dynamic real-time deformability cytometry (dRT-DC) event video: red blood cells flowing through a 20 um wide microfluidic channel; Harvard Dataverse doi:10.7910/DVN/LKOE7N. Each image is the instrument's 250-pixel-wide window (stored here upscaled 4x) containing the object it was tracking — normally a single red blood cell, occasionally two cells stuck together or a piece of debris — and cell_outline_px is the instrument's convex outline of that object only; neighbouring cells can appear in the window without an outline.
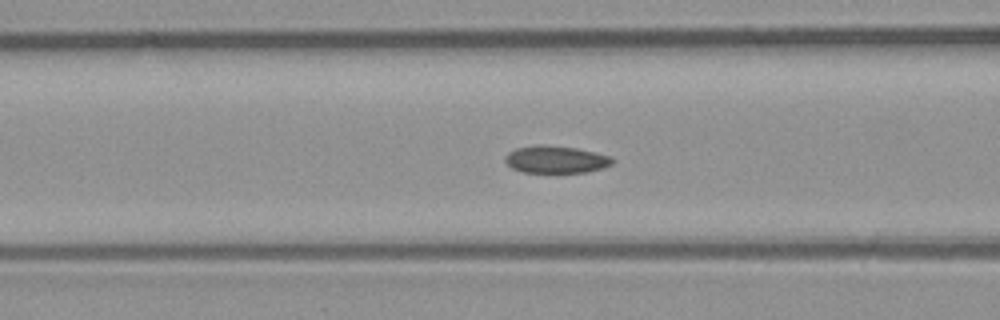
{"species": "common noctule bat (a hibernating species)", "species_latin": "Nyctalus noctula", "temperature_condition": "room temperature", "stored_images_in_passage": 37, "camera_frame_rate_fps": 3000, "um_per_image_px": 0.085, "animal": {"sex": "male", "body_mass_g": 23.1, "forearm_length_mm": 52.7}, "frame": {"image": 1, "passage_image": 4, "time_ms": 1.0, "image_size_px": [1000, 320], "cell_outline_px": [[616, 160], [612, 164], [588, 172], [524, 172], [512, 168], [504, 160], [508, 152], [516, 148], [536, 144], [540, 144], [576, 148], [608, 156]], "centroid_in_image_um": [47.22, 13.55], "position_along_channel_um": 119.4, "area_um2": 16.88}}
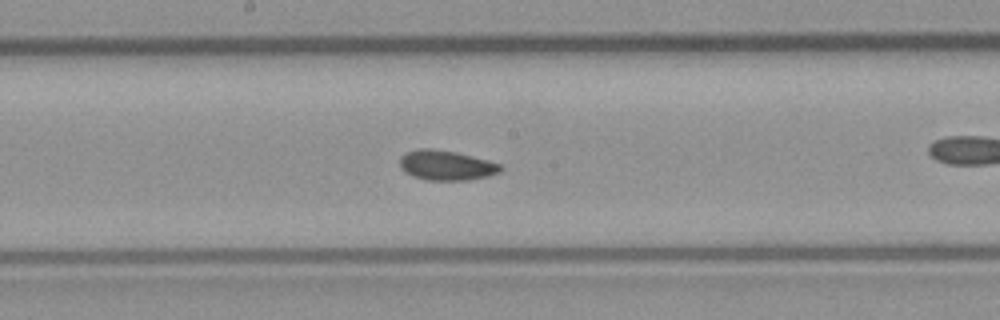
{"frame": {"image": 2, "passage_image": 11, "time_ms": 3.333, "image_size_px": [1000, 320], "cell_outline_px": [[504, 168], [500, 172], [488, 176], [468, 180], [424, 180], [412, 176], [404, 172], [400, 168], [400, 156], [408, 152], [420, 148], [432, 148], [456, 152], [488, 160], [500, 164]], "centroid_in_image_um": [37.92, 14.05], "position_along_channel_um": 210.3, "area_um2": 17.69}}
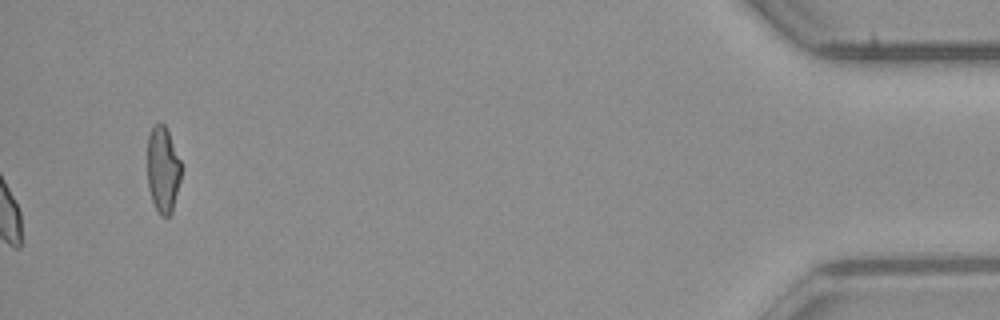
{"frame": {"image": 3, "passage_image": 37, "time_ms": 12.0, "image_size_px": [1000, 320], "cell_outline_px": [[180, 180], [172, 212], [168, 216], [160, 216], [152, 200], [148, 188], [148, 136], [152, 128], [160, 120], [164, 124], [168, 132], [180, 160]], "centroid_in_image_um": [13.84, 14.41], "position_along_channel_um": 421.4, "area_um2": 16.76}}